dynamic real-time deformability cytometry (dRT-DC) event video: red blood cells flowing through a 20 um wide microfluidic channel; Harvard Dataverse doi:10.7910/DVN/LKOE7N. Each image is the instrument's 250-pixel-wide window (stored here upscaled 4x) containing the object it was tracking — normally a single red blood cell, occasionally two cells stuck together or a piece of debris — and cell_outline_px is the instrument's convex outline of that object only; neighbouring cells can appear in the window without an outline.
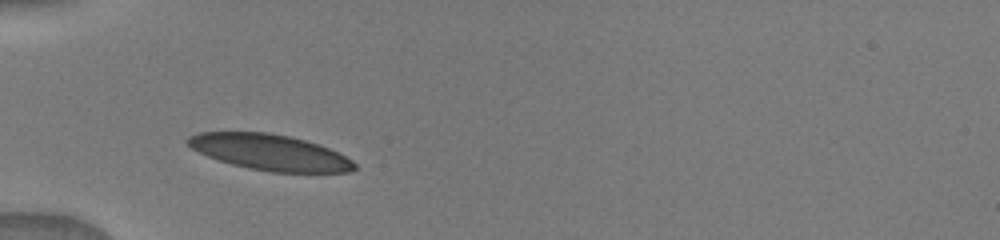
{"species": "human", "species_latin": "Homo sapiens", "temperature_condition": "warm", "stored_images_in_passage": 4, "camera_frame_rate_fps": 3000, "um_per_image_px": 0.085, "donor": {"sex": "male"}, "frame": {"image": 1, "passage_image": 3, "time_ms": 1.333, "image_size_px": [1000, 240], "cell_outline_px": [[356, 168], [352, 172], [272, 172], [232, 164], [208, 156], [192, 148], [184, 140], [188, 136], [200, 132], [268, 132], [288, 136], [320, 144], [352, 160], [356, 164]], "centroid_in_image_um": [22.94, 12.94], "position_along_channel_um": 62.1, "area_um2": 34.51}}
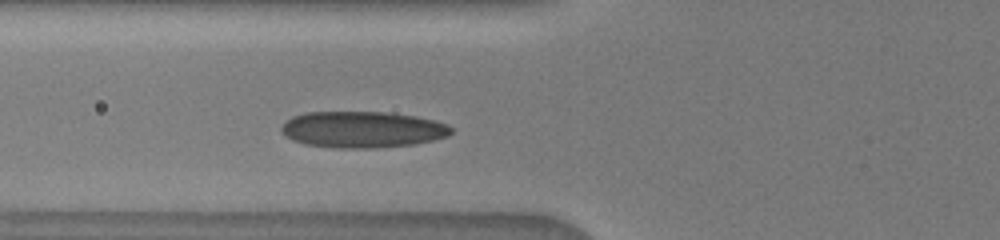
{"frame": {"image": 2, "passage_image": 4, "time_ms": 2.333, "image_size_px": [1000, 240], "cell_outline_px": [[452, 132], [448, 136], [416, 144], [376, 148], [336, 148], [304, 144], [292, 140], [280, 132], [280, 128], [292, 116], [304, 112], [384, 112], [416, 116], [436, 120], [448, 124], [452, 128]], "centroid_in_image_um": [30.81, 11.01], "position_along_channel_um": 95.0, "area_um2": 36.24}}